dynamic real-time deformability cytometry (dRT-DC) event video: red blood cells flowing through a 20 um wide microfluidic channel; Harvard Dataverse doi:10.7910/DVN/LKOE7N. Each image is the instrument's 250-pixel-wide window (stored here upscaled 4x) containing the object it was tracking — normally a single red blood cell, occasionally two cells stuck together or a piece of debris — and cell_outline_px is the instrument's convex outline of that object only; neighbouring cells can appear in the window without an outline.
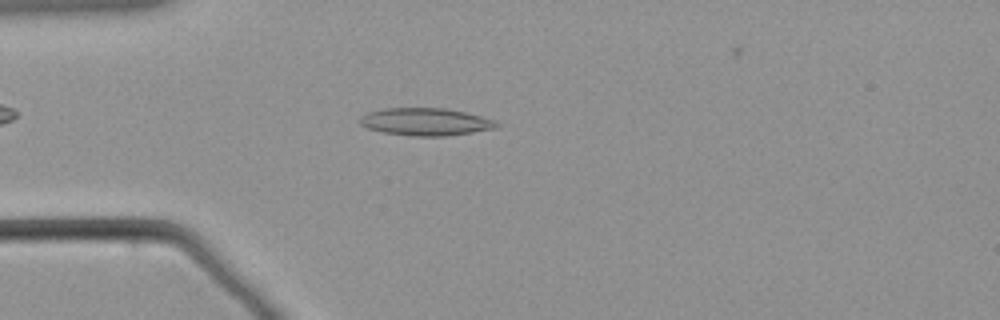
{"species": "common noctule bat (a hibernating species)", "species_latin": "Nyctalus noctula", "temperature_condition": "warm", "stored_images_in_passage": 56, "camera_frame_rate_fps": 3000, "um_per_image_px": 0.085, "animal": {"sex": "male", "body_mass_g": 21.5, "forearm_length_mm": 52.0}, "frame": {"image": 1, "passage_image": 14, "time_ms": 4.333, "image_size_px": [1000, 320], "cell_outline_px": [[500, 124], [496, 128], [448, 136], [412, 136], [384, 132], [368, 128], [360, 124], [360, 116], [368, 112], [388, 108], [444, 108], [464, 112], [496, 120]], "centroid_in_image_um": [36.19, 10.35], "position_along_channel_um": 48.8, "area_um2": 21.79}}
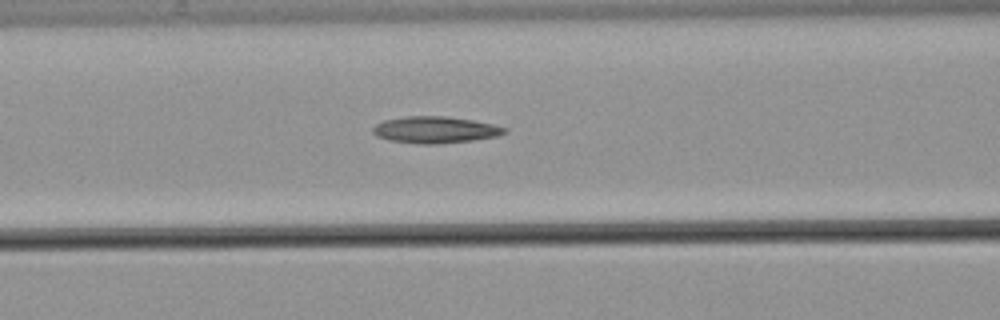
{"frame": {"image": 2, "passage_image": 22, "time_ms": 7.0, "image_size_px": [1000, 320], "cell_outline_px": [[508, 132], [496, 136], [472, 140], [436, 144], [420, 144], [388, 140], [376, 136], [372, 132], [372, 128], [376, 124], [384, 120], [408, 116], [448, 116], [472, 120], [492, 124], [508, 128]], "centroid_in_image_um": [36.98, 11.03], "position_along_channel_um": 129.6, "area_um2": 20.46}}
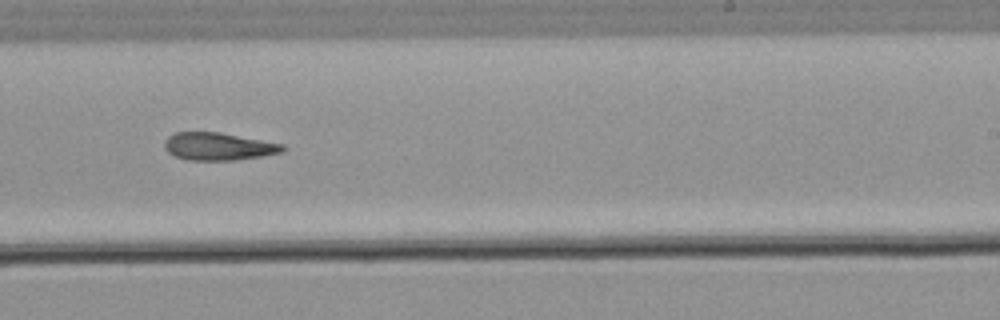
{"frame": {"image": 3, "passage_image": 34, "time_ms": 11.0, "image_size_px": [1000, 320], "cell_outline_px": [[288, 148], [284, 152], [236, 160], [188, 160], [176, 156], [168, 152], [164, 148], [164, 140], [168, 136], [176, 132], [220, 132], [284, 144]], "centroid_in_image_um": [18.59, 12.44], "position_along_channel_um": 270.4, "area_um2": 19.13}}